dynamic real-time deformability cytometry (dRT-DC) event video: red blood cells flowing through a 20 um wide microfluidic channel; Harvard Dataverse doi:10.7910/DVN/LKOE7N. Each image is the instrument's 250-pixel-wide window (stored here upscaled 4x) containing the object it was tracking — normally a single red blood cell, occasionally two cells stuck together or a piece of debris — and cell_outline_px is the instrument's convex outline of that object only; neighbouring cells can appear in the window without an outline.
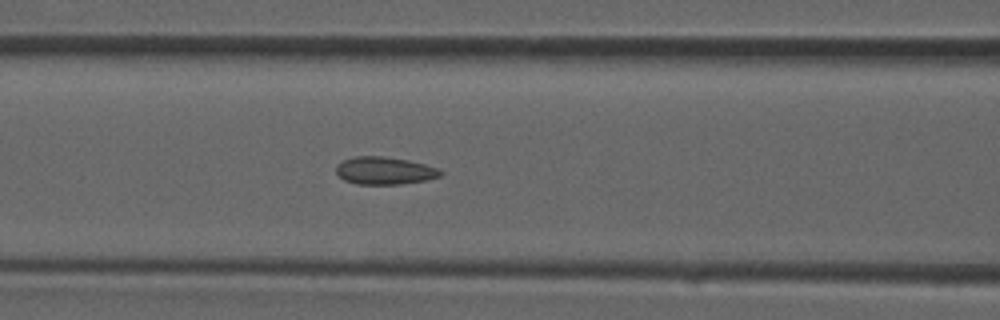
{"species": "common noctule bat (a hibernating species)", "species_latin": "Nyctalus noctula", "temperature_condition": "room temperature", "stored_images_in_passage": 32, "camera_frame_rate_fps": 3000, "um_per_image_px": 0.085, "animal": {"sex": "male", "forearm_length_mm": 52.5}, "frame": {"image": 1, "passage_image": 14, "time_ms": 4.333, "image_size_px": [1000, 320], "cell_outline_px": [[444, 172], [440, 176], [424, 180], [400, 184], [356, 184], [344, 180], [336, 172], [336, 164], [344, 160], [356, 156], [384, 156], [408, 160], [424, 164], [436, 168]], "centroid_in_image_um": [32.66, 14.5], "position_along_channel_um": 133.9, "area_um2": 16.65}}
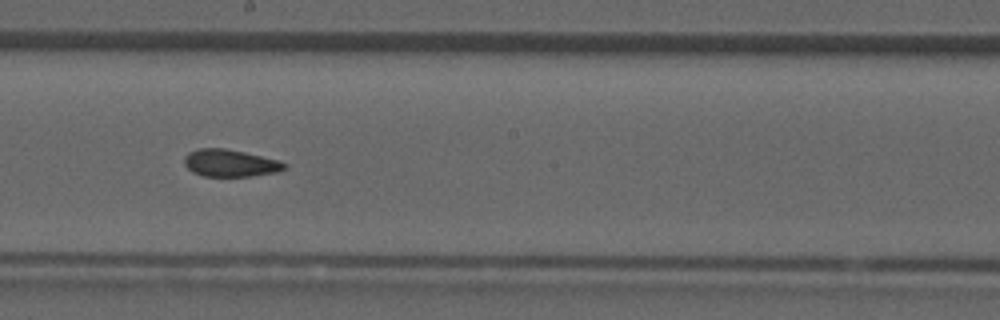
{"frame": {"image": 2, "passage_image": 19, "time_ms": 6.0, "image_size_px": [1000, 320], "cell_outline_px": [[288, 168], [276, 172], [252, 176], [204, 176], [192, 172], [184, 164], [184, 156], [188, 152], [200, 148], [224, 148], [244, 152], [280, 160], [288, 164]], "centroid_in_image_um": [19.59, 13.86], "position_along_channel_um": 228.6, "area_um2": 16.01}}